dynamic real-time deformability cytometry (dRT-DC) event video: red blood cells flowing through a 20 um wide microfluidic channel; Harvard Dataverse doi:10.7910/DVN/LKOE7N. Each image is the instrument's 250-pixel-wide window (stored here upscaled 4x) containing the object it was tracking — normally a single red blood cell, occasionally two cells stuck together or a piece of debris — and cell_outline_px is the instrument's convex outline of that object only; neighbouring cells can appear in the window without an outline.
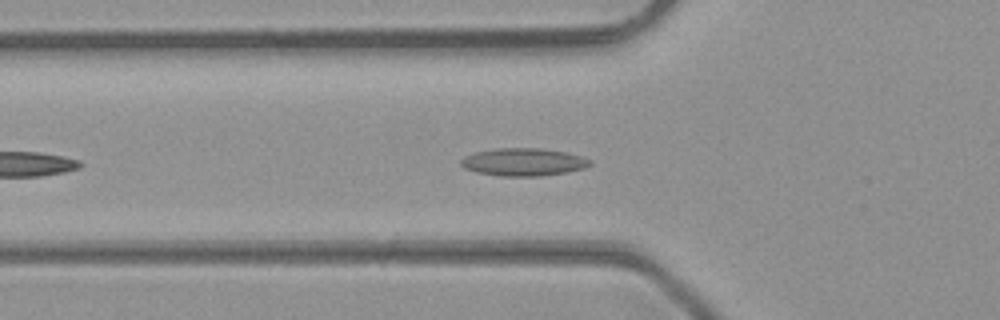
{"species": "common noctule bat (a hibernating species)", "species_latin": "Nyctalus noctula", "temperature_condition": "room temperature", "stored_images_in_passage": 29, "camera_frame_rate_fps": 3000, "um_per_image_px": 0.085, "animal": {"sex": "male", "body_mass_g": 23.1, "forearm_length_mm": 52.7}, "frame": {"image": 1, "passage_image": 8, "time_ms": 2.333, "image_size_px": [1000, 320], "cell_outline_px": [[592, 164], [584, 168], [568, 172], [540, 176], [500, 176], [476, 172], [464, 168], [460, 164], [460, 160], [464, 156], [476, 152], [496, 148], [540, 148], [564, 152], [580, 156], [592, 160]], "centroid_in_image_um": [44.48, 13.77], "position_along_channel_um": 81.3, "area_um2": 20.87}}
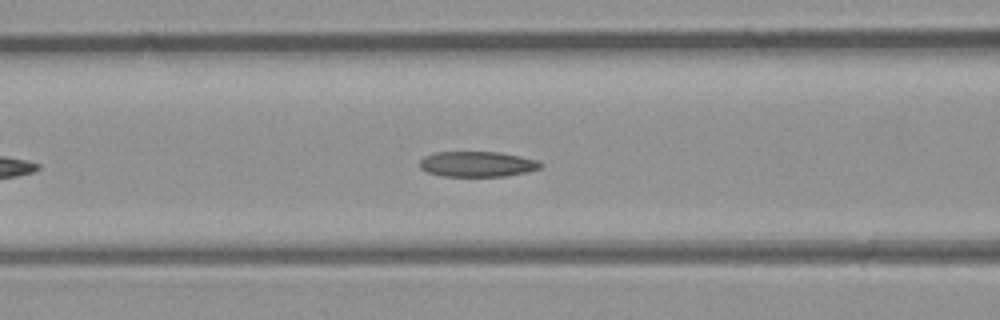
{"frame": {"image": 2, "passage_image": 11, "time_ms": 3.333, "image_size_px": [1000, 320], "cell_outline_px": [[544, 164], [540, 168], [528, 172], [504, 176], [444, 176], [428, 172], [420, 168], [420, 160], [424, 156], [436, 152], [500, 152], [520, 156], [536, 160]], "centroid_in_image_um": [40.58, 13.94], "position_along_channel_um": 126.0, "area_um2": 17.86}}
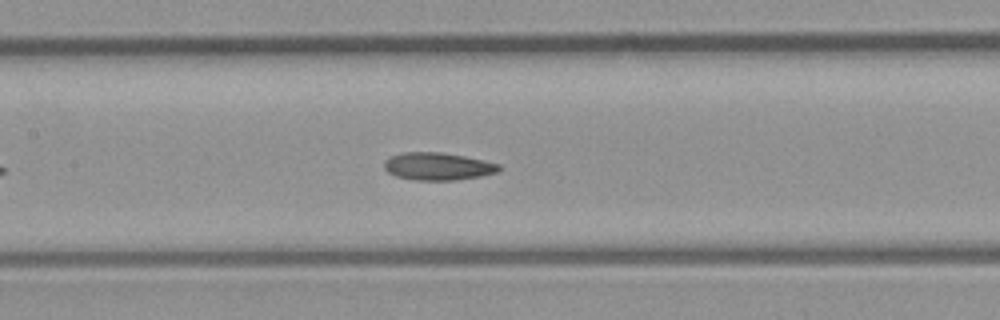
{"frame": {"image": 3, "passage_image": 14, "time_ms": 4.333, "image_size_px": [1000, 320], "cell_outline_px": [[500, 168], [496, 172], [480, 176], [456, 180], [416, 180], [396, 176], [388, 172], [384, 168], [384, 160], [388, 156], [404, 152], [440, 152], [464, 156], [500, 164]], "centroid_in_image_um": [37.17, 14.13], "position_along_channel_um": 170.2, "area_um2": 18.38}, "authors_computed_cell_mechanics": {"area_um2": 17.9758, "velocity_mm_per_s": 4.4046, "shape_relaxation_time_tau1_ms": null, "shape_relaxation_time_tau2_ms": 4.4899, "deformation_change_tau1": null, "deformation_change_tau2": 0.1103}}